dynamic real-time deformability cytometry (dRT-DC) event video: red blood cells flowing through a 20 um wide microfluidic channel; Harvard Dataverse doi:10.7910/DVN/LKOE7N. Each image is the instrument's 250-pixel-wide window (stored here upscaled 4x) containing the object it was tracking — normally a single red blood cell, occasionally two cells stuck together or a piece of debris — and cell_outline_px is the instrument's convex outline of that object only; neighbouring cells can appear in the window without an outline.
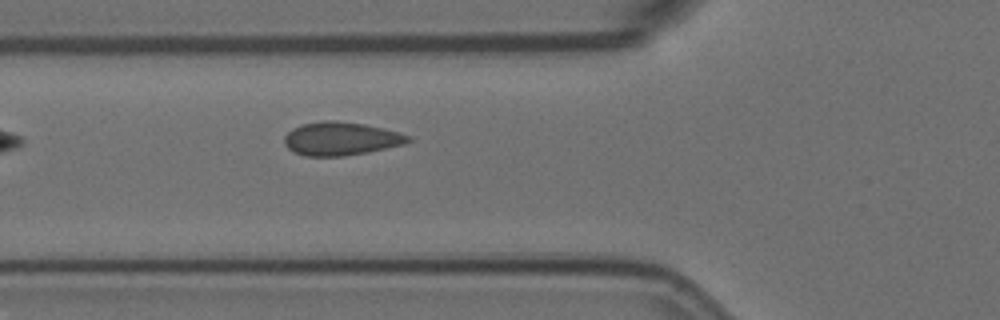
{"species": "Egyptian fruit bat (a non-hibernating species)", "species_latin": "Rousettus aegyptiacus", "temperature_condition": "room temperature", "stored_images_in_passage": 6, "camera_frame_rate_fps": 3000, "um_per_image_px": 0.085, "animal": {"sex": "female"}, "frame": {"image": 1, "passage_image": 6, "time_ms": 1.667, "image_size_px": [1000, 320], "cell_outline_px": [[412, 140], [404, 144], [364, 152], [340, 156], [308, 156], [296, 152], [288, 148], [284, 144], [284, 136], [292, 128], [300, 124], [324, 120], [336, 120], [364, 124], [384, 128], [412, 136]], "centroid_in_image_um": [28.96, 11.76], "position_along_channel_um": 96.8, "area_um2": 23.93}}